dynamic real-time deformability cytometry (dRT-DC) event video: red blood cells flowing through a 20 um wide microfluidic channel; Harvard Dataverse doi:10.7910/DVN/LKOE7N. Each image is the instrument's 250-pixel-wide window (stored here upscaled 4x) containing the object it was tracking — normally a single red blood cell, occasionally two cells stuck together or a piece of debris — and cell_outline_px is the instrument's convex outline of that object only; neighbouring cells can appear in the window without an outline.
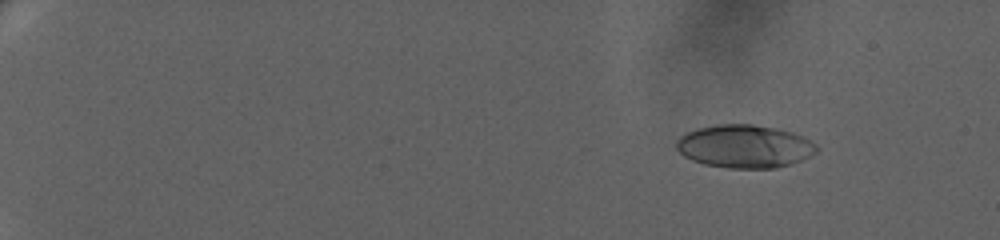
{"species": "human", "species_latin": "Homo sapiens", "temperature_condition": "warm", "stored_images_in_passage": 62, "camera_frame_rate_fps": 3000, "um_per_image_px": 0.085, "donor": {"sex": "female"}, "frame": {"image": 1, "passage_image": 3, "time_ms": 0.667, "image_size_px": [1000, 240], "cell_outline_px": [[816, 152], [800, 160], [776, 168], [728, 168], [704, 164], [692, 160], [684, 156], [676, 148], [676, 140], [684, 132], [696, 128], [716, 124], [752, 124], [792, 132], [804, 136], [816, 144]], "centroid_in_image_um": [63.24, 12.43], "position_along_channel_um": 21.8, "area_um2": 35.14}}
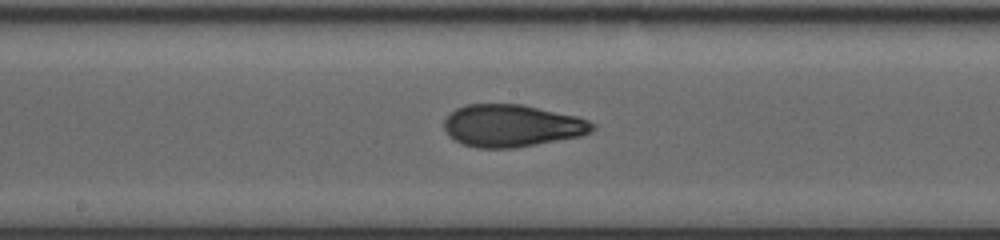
{"frame": {"image": 2, "passage_image": 35, "time_ms": 11.333, "image_size_px": [1000, 240], "cell_outline_px": [[596, 128], [592, 132], [580, 136], [516, 148], [476, 148], [464, 144], [448, 136], [444, 128], [444, 120], [456, 108], [464, 104], [524, 104], [576, 116], [588, 120], [596, 124]], "centroid_in_image_um": [43.53, 10.68], "position_along_channel_um": 204.7, "area_um2": 36.76}}
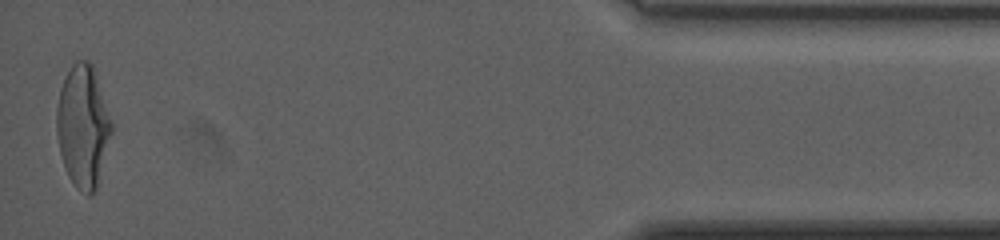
{"frame": {"image": 3, "passage_image": 61, "time_ms": 20.0, "image_size_px": [1000, 240], "cell_outline_px": [[112, 132], [96, 188], [88, 196], [76, 188], [68, 176], [60, 152], [56, 132], [56, 108], [60, 88], [72, 64], [76, 60], [88, 60], [92, 64], [112, 124]], "centroid_in_image_um": [7.03, 10.73], "position_along_channel_um": 428.2, "area_um2": 38.55}, "authors_computed_cell_mechanics": {"area_um2": 35.6626, "velocity_mm_per_s": 3.2828, "shape_relaxation_time_tau1_ms": 7.1375, "shape_relaxation_time_tau2_ms": 1.7553, "deformation_change_tau1": 0.2509, "deformation_change_tau2": 0.0769}}